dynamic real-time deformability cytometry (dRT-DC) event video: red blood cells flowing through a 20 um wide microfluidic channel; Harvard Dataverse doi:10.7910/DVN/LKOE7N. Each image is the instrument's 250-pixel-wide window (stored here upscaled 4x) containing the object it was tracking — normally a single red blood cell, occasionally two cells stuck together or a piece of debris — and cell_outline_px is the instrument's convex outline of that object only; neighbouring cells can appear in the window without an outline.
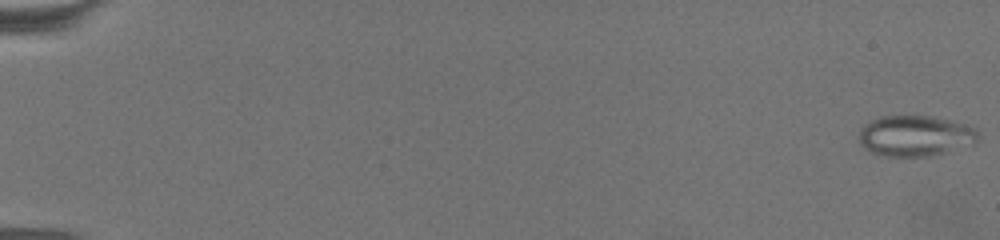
{"species": "common noctule bat (a hibernating species)", "species_latin": "Nyctalus noctula", "temperature_condition": "warm", "stored_images_in_passage": 69, "camera_frame_rate_fps": 3000, "um_per_image_px": 0.085, "animal": {"sex": "female", "body_mass_g": 19.5, "forearm_length_mm": 54.1}, "frame": {"image": 1, "passage_image": 1, "time_ms": 0.0, "image_size_px": [1000, 240], "cell_outline_px": [[980, 136], [976, 144], [928, 156], [888, 156], [872, 152], [864, 148], [860, 144], [856, 136], [860, 128], [864, 124], [880, 116], [928, 116], [948, 120], [976, 128]], "centroid_in_image_um": [77.77, 11.55], "position_along_channel_um": 7.2, "area_um2": 28.38}}
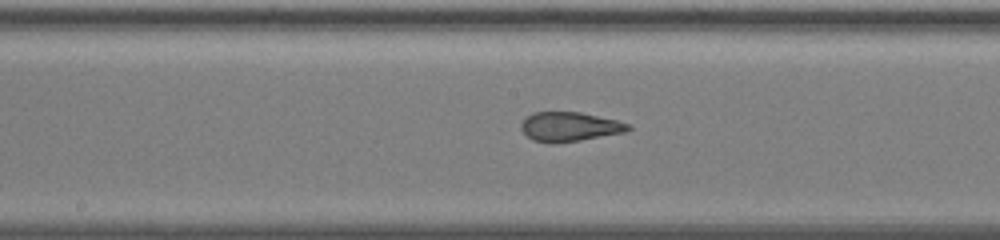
{"frame": {"image": 2, "passage_image": 39, "time_ms": 12.667, "image_size_px": [1000, 240], "cell_outline_px": [[632, 128], [628, 132], [556, 144], [552, 144], [532, 140], [520, 128], [520, 124], [532, 112], [580, 112], [616, 120], [628, 124]], "centroid_in_image_um": [48.41, 10.78], "position_along_channel_um": 199.8, "area_um2": 18.38}}
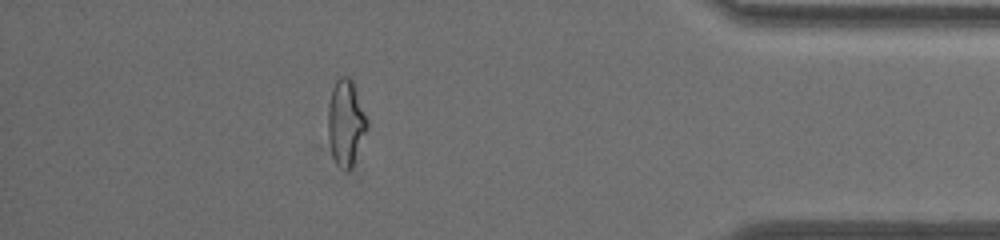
{"frame": {"image": 3, "passage_image": 62, "time_ms": 20.333, "image_size_px": [1000, 240], "cell_outline_px": [[368, 124], [352, 164], [348, 172], [336, 164], [332, 156], [328, 136], [328, 104], [332, 88], [336, 80], [340, 76], [348, 76], [352, 80], [368, 120]], "centroid_in_image_um": [29.36, 10.39], "position_along_channel_um": 405.8, "area_um2": 19.25}, "authors_computed_cell_mechanics": {"area_um2": 19.9988, "velocity_mm_per_s": 3.134, "shape_relaxation_time_tau1_ms": null, "shape_relaxation_time_tau2_ms": 1.4857, "deformation_change_tau1": null, "deformation_change_tau2": 0.1021}}